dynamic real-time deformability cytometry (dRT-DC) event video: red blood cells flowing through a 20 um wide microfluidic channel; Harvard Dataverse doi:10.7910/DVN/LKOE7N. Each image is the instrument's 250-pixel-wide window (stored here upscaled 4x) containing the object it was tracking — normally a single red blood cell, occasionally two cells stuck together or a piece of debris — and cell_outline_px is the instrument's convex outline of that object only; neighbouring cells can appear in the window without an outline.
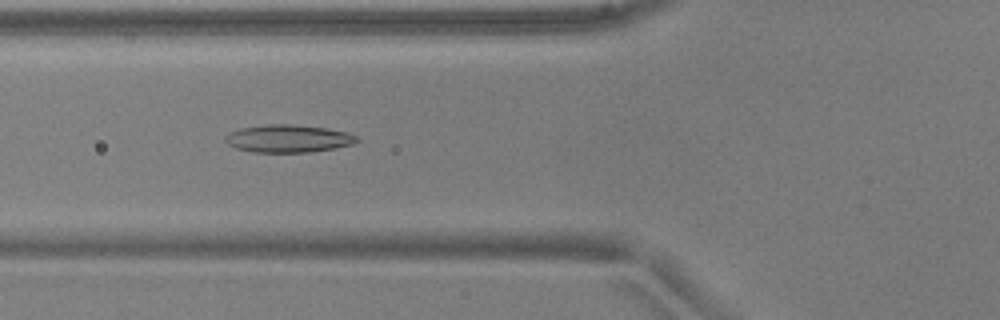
{"species": "common noctule bat (a hibernating species)", "species_latin": "Nyctalus noctula", "temperature_condition": "warm", "stored_images_in_passage": 49, "camera_frame_rate_fps": 3000, "um_per_image_px": 0.085, "animal": {"sex": "male", "body_mass_g": 17.9, "forearm_length_mm": 54.2}, "frame": {"image": 1, "passage_image": 17, "time_ms": 5.333, "image_size_px": [1000, 320], "cell_outline_px": [[360, 140], [352, 144], [336, 148], [308, 152], [252, 152], [236, 148], [228, 144], [224, 140], [232, 132], [240, 128], [268, 124], [288, 124], [328, 128], [348, 132], [356, 136]], "centroid_in_image_um": [24.54, 11.78], "position_along_channel_um": 101.3, "area_um2": 21.1}}
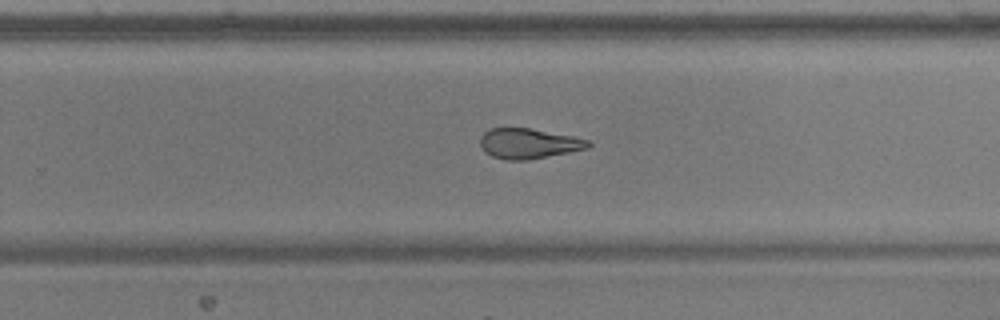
{"frame": {"image": 2, "passage_image": 31, "time_ms": 10.0, "image_size_px": [1000, 320], "cell_outline_px": [[592, 144], [588, 148], [528, 160], [504, 160], [492, 156], [484, 152], [480, 144], [480, 136], [484, 132], [492, 128], [528, 128], [572, 136], [588, 140]], "centroid_in_image_um": [44.89, 12.2], "position_along_channel_um": 284.9, "area_um2": 18.9}}
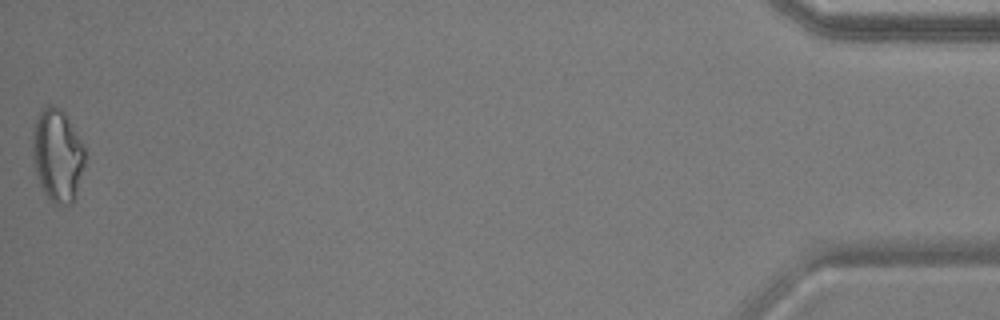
{"frame": {"image": 3, "passage_image": 49, "time_ms": 16.0, "image_size_px": [1000, 320], "cell_outline_px": [[84, 164], [72, 204], [56, 204], [44, 192], [40, 184], [36, 172], [32, 156], [32, 128], [40, 112], [48, 104], [52, 104], [60, 108], [64, 112], [84, 144]], "centroid_in_image_um": [4.86, 13.15], "position_along_channel_um": 430.3, "area_um2": 28.03}, "authors_computed_cell_mechanics": {"area_um2": 21.5594, "velocity_mm_per_s": 3.9295, "shape_relaxation_time_tau1_ms": null, "shape_relaxation_time_tau2_ms": 3.2214, "deformation_change_tau1": null, "deformation_change_tau2": 0.1276}}